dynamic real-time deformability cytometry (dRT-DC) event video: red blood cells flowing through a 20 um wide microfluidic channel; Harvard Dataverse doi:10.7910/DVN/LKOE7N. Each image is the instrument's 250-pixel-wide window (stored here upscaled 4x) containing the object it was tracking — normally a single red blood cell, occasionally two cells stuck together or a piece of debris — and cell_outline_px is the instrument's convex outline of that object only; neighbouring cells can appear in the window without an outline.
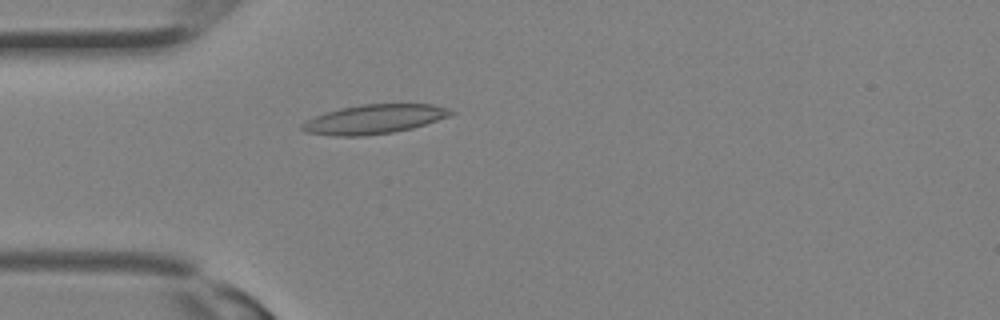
{"species": "Egyptian fruit bat (a non-hibernating species)", "species_latin": "Rousettus aegyptiacus", "temperature_condition": "room temperature", "stored_images_in_passage": 16, "camera_frame_rate_fps": 3000, "um_per_image_px": 0.085, "animal": {"sex": "female"}, "frame": {"image": 1, "passage_image": 8, "time_ms": 2.333, "image_size_px": [1000, 320], "cell_outline_px": [[456, 112], [448, 116], [412, 128], [392, 132], [364, 136], [336, 136], [304, 132], [300, 128], [300, 124], [304, 120], [340, 108], [360, 104], [432, 104], [448, 108]], "centroid_in_image_um": [31.76, 10.13], "position_along_channel_um": 53.2, "area_um2": 25.26}}
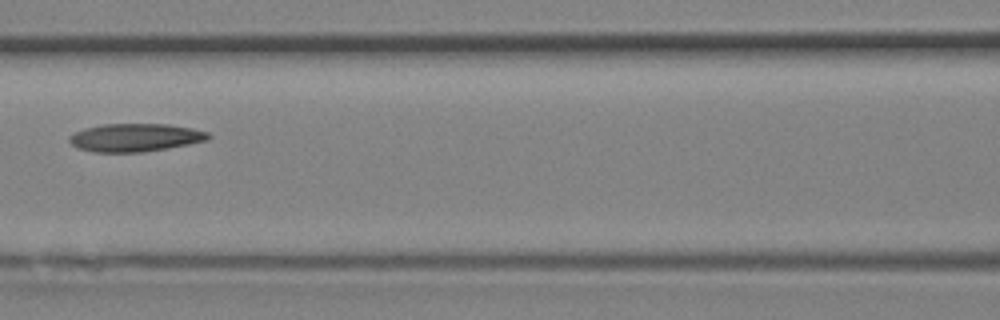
{"frame": {"image": 2, "passage_image": 13, "time_ms": 4.0, "image_size_px": [1000, 320], "cell_outline_px": [[212, 136], [208, 140], [168, 148], [144, 152], [92, 152], [76, 148], [68, 140], [68, 136], [84, 128], [104, 124], [168, 124], [192, 128], [208, 132]], "centroid_in_image_um": [11.48, 11.69], "position_along_channel_um": 155.1, "area_um2": 22.83}}
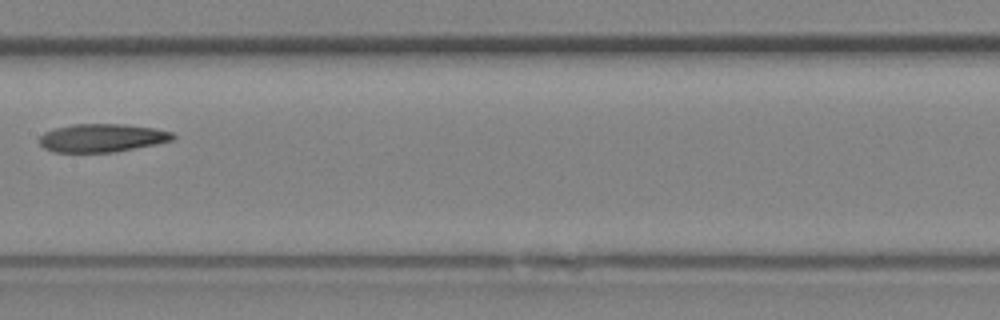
{"frame": {"image": 3, "passage_image": 15, "time_ms": 4.667, "image_size_px": [1000, 320], "cell_outline_px": [[176, 136], [172, 140], [156, 144], [116, 152], [52, 152], [44, 148], [36, 140], [44, 132], [56, 128], [72, 124], [124, 124], [152, 128], [172, 132]], "centroid_in_image_um": [8.63, 11.73], "position_along_channel_um": 198.8, "area_um2": 22.02}}